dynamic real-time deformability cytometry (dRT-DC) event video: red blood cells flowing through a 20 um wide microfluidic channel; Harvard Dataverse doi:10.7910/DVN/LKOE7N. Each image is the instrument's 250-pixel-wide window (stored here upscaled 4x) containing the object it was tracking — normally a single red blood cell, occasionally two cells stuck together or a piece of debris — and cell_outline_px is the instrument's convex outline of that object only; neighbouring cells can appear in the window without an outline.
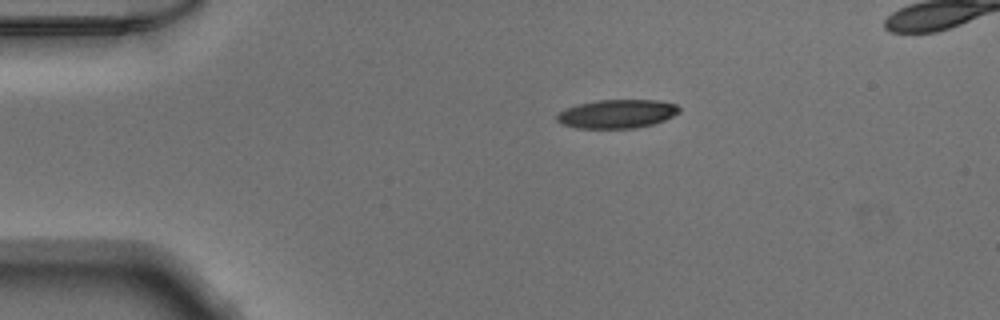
{"species": "Egyptian fruit bat (a non-hibernating species)", "species_latin": "Rousettus aegyptiacus", "temperature_condition": "warm", "stored_images_in_passage": 40, "camera_frame_rate_fps": 3000, "um_per_image_px": 0.085, "animal": {"sex": "male"}, "frame": {"image": 1, "passage_image": 1, "time_ms": 0.0, "image_size_px": [1000, 320], "cell_outline_px": [[680, 112], [664, 120], [652, 124], [636, 128], [576, 128], [560, 124], [556, 120], [556, 116], [564, 108], [576, 104], [596, 100], [656, 100], [676, 104], [680, 108]], "centroid_in_image_um": [52.4, 9.67], "position_along_channel_um": 32.6, "area_um2": 20.58}}
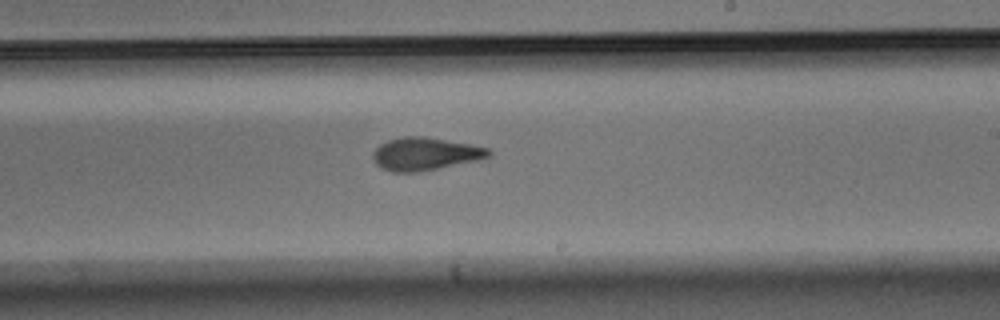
{"frame": {"image": 2, "passage_image": 21, "time_ms": 6.667, "image_size_px": [1000, 320], "cell_outline_px": [[492, 156], [476, 160], [420, 172], [392, 172], [380, 168], [376, 164], [372, 156], [372, 152], [380, 144], [388, 140], [404, 136], [420, 136], [472, 144], [488, 148], [492, 152]], "centroid_in_image_um": [36.12, 13.08], "position_along_channel_um": 252.9, "area_um2": 22.14}}
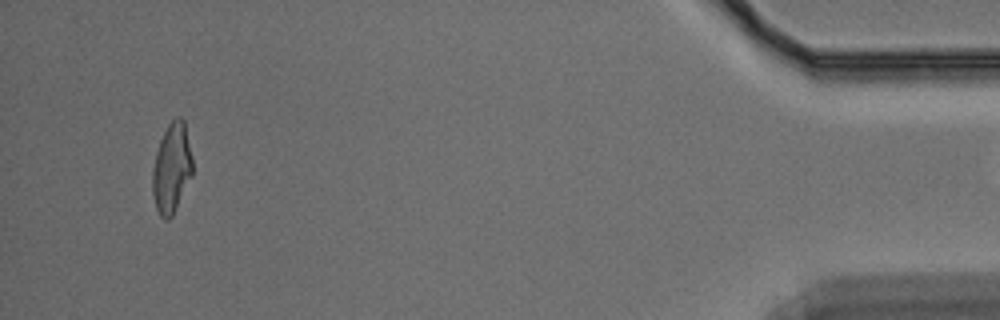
{"frame": {"image": 3, "passage_image": 39, "time_ms": 12.667, "image_size_px": [1000, 320], "cell_outline_px": [[192, 176], [172, 216], [168, 220], [164, 220], [160, 216], [156, 208], [152, 192], [152, 172], [156, 152], [160, 140], [168, 124], [176, 116], [180, 116], [184, 120], [192, 156]], "centroid_in_image_um": [14.59, 14.29], "position_along_channel_um": 420.6, "area_um2": 20.98}}